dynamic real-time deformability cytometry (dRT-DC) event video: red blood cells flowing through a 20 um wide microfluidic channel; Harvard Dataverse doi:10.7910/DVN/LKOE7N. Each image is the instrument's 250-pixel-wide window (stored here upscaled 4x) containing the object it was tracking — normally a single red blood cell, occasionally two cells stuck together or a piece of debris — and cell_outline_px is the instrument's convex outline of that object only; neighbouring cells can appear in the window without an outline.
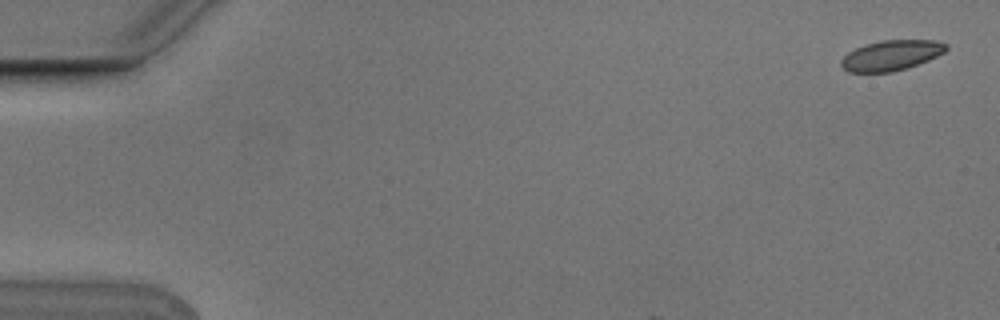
{"species": "Egyptian fruit bat (a non-hibernating species)", "species_latin": "Rousettus aegyptiacus", "temperature_condition": "cold", "stored_images_in_passage": 3, "camera_frame_rate_fps": 3000, "um_per_image_px": 0.085, "animal": {"sex": "male"}, "frame": {"image": 1, "passage_image": 1, "time_ms": 0.0, "image_size_px": [1000, 320], "cell_outline_px": [[948, 48], [944, 52], [928, 60], [892, 72], [848, 72], [840, 64], [840, 60], [848, 52], [864, 44], [880, 40], [936, 40], [948, 44]], "centroid_in_image_um": [75.74, 4.69], "position_along_channel_um": 9.3, "area_um2": 18.44}}